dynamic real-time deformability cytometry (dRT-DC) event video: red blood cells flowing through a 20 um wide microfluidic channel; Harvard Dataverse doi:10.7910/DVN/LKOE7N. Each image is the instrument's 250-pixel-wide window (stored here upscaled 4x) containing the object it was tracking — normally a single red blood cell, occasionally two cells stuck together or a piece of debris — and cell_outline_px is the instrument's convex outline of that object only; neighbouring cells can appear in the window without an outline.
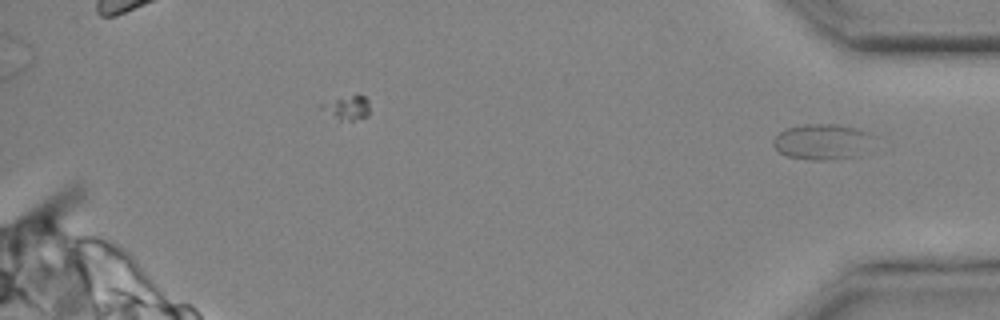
{"species": "common noctule bat (a hibernating species)", "species_latin": "Nyctalus noctula", "temperature_condition": "cold", "stored_images_in_passage": 27, "camera_frame_rate_fps": 3000, "um_per_image_px": 0.085, "animal": {"sex": "male", "body_mass_g": 20.4}, "frame": {"image": 1, "passage_image": 27, "time_ms": 8.667, "image_size_px": [1000, 320], "cell_outline_px": [[876, 136], [852, 156], [828, 160], [812, 160], [788, 156], [780, 152], [772, 144], [772, 140], [784, 128], [800, 124], [836, 124], [856, 128], [872, 132]], "centroid_in_image_um": [69.81, 12.01], "position_along_channel_um": 365.4, "area_um2": 20.52}}